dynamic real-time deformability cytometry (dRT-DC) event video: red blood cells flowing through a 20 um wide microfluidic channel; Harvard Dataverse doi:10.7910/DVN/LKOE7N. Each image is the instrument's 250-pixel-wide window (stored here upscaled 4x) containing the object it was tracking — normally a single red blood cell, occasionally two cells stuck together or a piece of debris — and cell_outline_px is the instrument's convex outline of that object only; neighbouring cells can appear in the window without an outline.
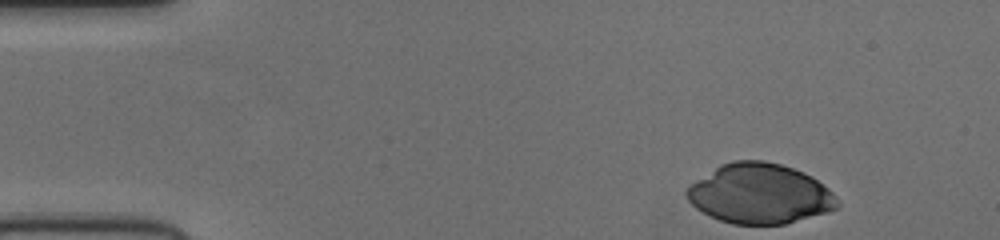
{"species": "human", "species_latin": "Homo sapiens", "temperature_condition": "cold", "stored_images_in_passage": 41, "camera_frame_rate_fps": 3000, "um_per_image_px": 0.085, "donor": {"sex": "female"}, "frame": {"image": 1, "passage_image": 1, "time_ms": 0.0, "image_size_px": [1000, 240], "cell_outline_px": [[840, 204], [836, 208], [828, 212], [784, 224], [732, 224], [720, 220], [696, 208], [688, 200], [684, 192], [688, 184], [720, 164], [732, 160], [764, 160], [780, 164], [804, 172], [812, 176], [828, 188], [836, 196]], "centroid_in_image_um": [64.56, 16.45], "position_along_channel_um": 20.4, "area_um2": 52.83}}
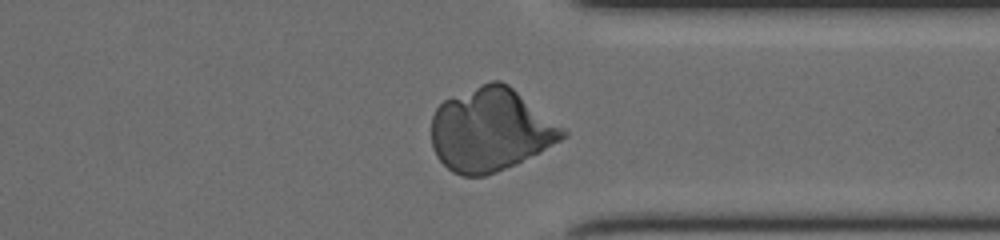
{"frame": {"image": 2, "passage_image": 35, "time_ms": 11.333, "image_size_px": [1000, 240], "cell_outline_px": [[568, 132], [560, 140], [516, 164], [496, 172], [484, 176], [460, 176], [452, 172], [436, 156], [432, 148], [432, 116], [436, 108], [444, 100], [480, 84], [492, 80], [500, 80], [508, 84], [568, 128]], "centroid_in_image_um": [41.72, 11.02], "position_along_channel_um": 369.7, "area_um2": 63.87}}
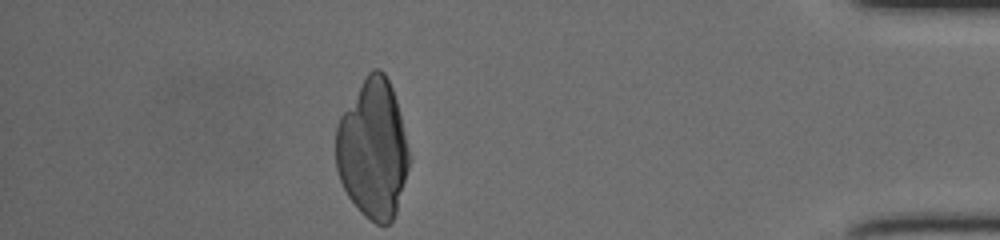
{"frame": {"image": 3, "passage_image": 41, "time_ms": 13.333, "image_size_px": [1000, 240], "cell_outline_px": [[412, 156], [396, 212], [392, 220], [388, 224], [376, 224], [364, 216], [360, 212], [348, 196], [340, 180], [336, 168], [336, 124], [340, 116], [368, 72], [372, 68], [380, 68], [384, 72], [392, 88], [396, 100]], "centroid_in_image_um": [31.71, 12.68], "position_along_channel_um": 403.5, "area_um2": 59.59}}